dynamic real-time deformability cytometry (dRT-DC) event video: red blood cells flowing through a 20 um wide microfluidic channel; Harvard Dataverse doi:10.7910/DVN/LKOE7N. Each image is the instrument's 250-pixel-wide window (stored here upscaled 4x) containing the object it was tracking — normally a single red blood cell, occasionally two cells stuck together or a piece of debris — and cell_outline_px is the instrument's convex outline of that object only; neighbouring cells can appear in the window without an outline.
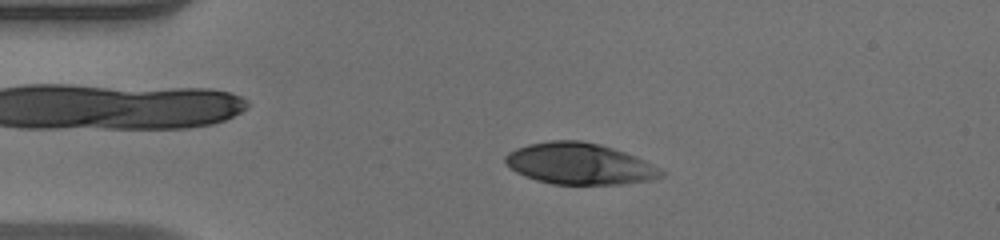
{"species": "human", "species_latin": "Homo sapiens", "temperature_condition": "warm", "stored_images_in_passage": 49, "camera_frame_rate_fps": 3000, "um_per_image_px": 0.085, "donor": {"sex": "male"}, "frame": {"image": 1, "passage_image": 10, "time_ms": 3.0, "image_size_px": [1000, 240], "cell_outline_px": [[664, 176], [648, 180], [620, 184], [552, 184], [536, 180], [524, 176], [516, 172], [504, 160], [504, 156], [508, 152], [516, 148], [528, 144], [552, 140], [580, 140], [600, 144], [636, 156], [652, 164], [664, 172]], "centroid_in_image_um": [49.23, 13.91], "position_along_channel_um": 35.8, "area_um2": 37.4}}
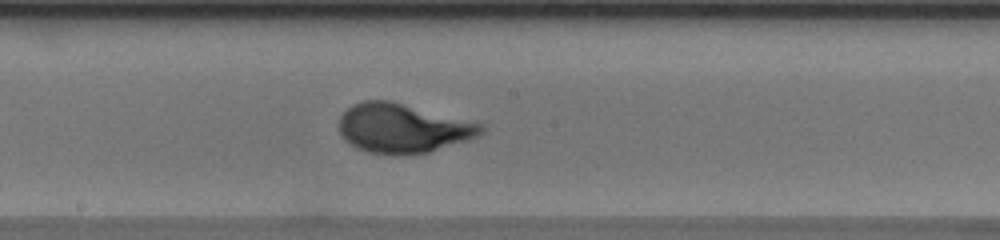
{"frame": {"image": 2, "passage_image": 26, "time_ms": 8.333, "image_size_px": [1000, 240], "cell_outline_px": [[484, 132], [476, 136], [428, 152], [408, 156], [392, 156], [368, 152], [356, 148], [344, 140], [340, 132], [340, 116], [352, 104], [364, 100], [388, 100], [484, 124]], "centroid_in_image_um": [34.19, 10.92], "position_along_channel_um": 214.0, "area_um2": 40.69}}
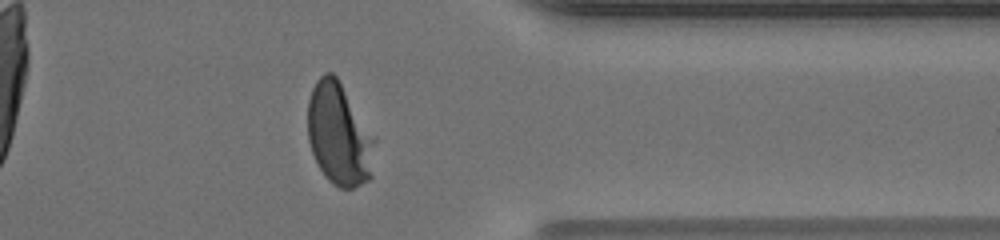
{"frame": {"image": 3, "passage_image": 39, "time_ms": 12.667, "image_size_px": [1000, 240], "cell_outline_px": [[376, 140], [372, 176], [368, 180], [352, 188], [340, 188], [332, 184], [324, 176], [312, 152], [308, 140], [308, 100], [312, 88], [316, 80], [324, 72], [332, 72], [336, 76]], "centroid_in_image_um": [28.82, 11.44], "position_along_channel_um": 382.6, "area_um2": 39.82}, "authors_computed_cell_mechanics": {"area_um2": 38.726, "velocity_mm_per_s": 4.1095, "shape_relaxation_time_tau1_ms": 3.5199, "shape_relaxation_time_tau2_ms": null, "deformation_change_tau1": 0.2199, "deformation_change_tau2": null}}